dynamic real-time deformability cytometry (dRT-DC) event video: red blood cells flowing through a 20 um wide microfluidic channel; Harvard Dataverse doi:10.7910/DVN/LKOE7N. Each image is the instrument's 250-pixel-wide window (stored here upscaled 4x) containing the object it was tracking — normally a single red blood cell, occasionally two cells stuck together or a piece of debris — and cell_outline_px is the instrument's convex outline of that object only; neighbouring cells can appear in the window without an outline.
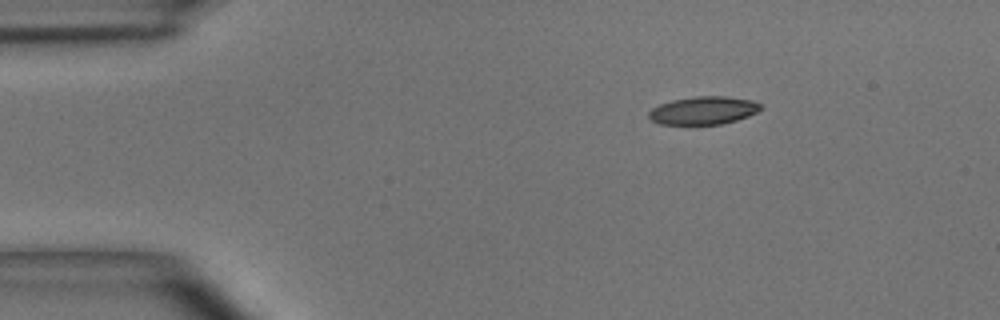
{"species": "common noctule bat (a hibernating species)", "species_latin": "Nyctalus noctula", "temperature_condition": "room temperature", "stored_images_in_passage": 2, "camera_frame_rate_fps": 3000, "um_per_image_px": 0.085, "animal": {"sex": "male", "body_mass_g": 15.6}, "frame": {"image": 1, "passage_image": 1, "time_ms": 0.0, "image_size_px": [1000, 320], "cell_outline_px": [[764, 108], [748, 116], [736, 120], [720, 124], [660, 124], [652, 120], [648, 116], [648, 112], [652, 108], [660, 104], [672, 100], [696, 96], [728, 96], [752, 100], [760, 104]], "centroid_in_image_um": [59.8, 9.38], "position_along_channel_um": 25.2, "area_um2": 18.21}}